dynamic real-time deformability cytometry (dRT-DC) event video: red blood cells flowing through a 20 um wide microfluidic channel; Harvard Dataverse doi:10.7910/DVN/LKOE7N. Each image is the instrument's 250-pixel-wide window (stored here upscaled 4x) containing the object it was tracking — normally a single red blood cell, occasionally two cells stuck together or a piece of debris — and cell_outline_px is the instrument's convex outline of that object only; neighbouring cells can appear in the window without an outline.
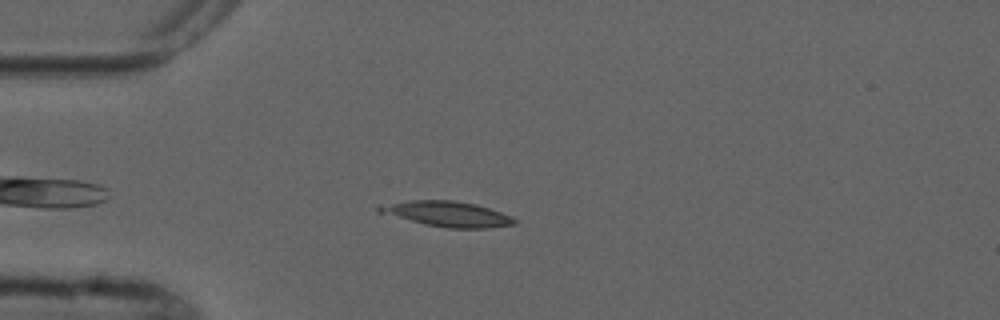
{"species": "common noctule bat (a hibernating species)", "species_latin": "Nyctalus noctula", "temperature_condition": "cold", "stored_images_in_passage": 4, "camera_frame_rate_fps": 3000, "um_per_image_px": 0.085, "animal": {"sex": "male", "forearm_length_mm": 52.5}, "frame": {"image": 1, "passage_image": 2, "time_ms": 1.333, "image_size_px": [1000, 320], "cell_outline_px": [[516, 224], [488, 228], [448, 228], [424, 224], [376, 212], [376, 208], [392, 204], [412, 200], [452, 200], [476, 204], [500, 212], [516, 220]], "centroid_in_image_um": [38.04, 18.2], "position_along_channel_um": 47.0, "area_um2": 19.54}}
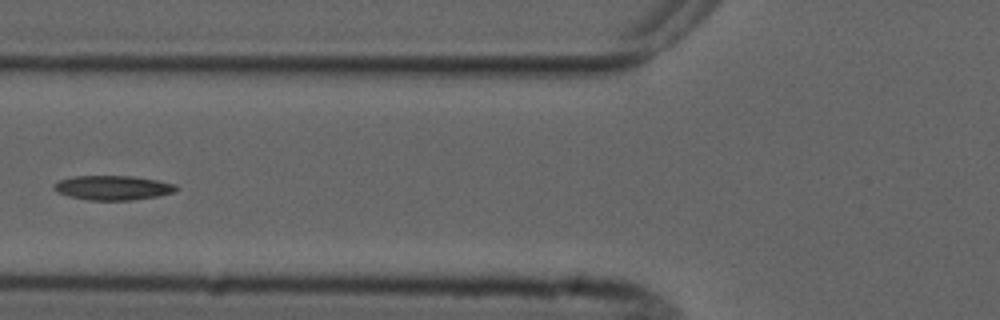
{"frame": {"image": 2, "passage_image": 4, "time_ms": 3.667, "image_size_px": [1000, 320], "cell_outline_px": [[180, 188], [172, 192], [156, 196], [132, 200], [88, 200], [68, 196], [56, 192], [52, 188], [52, 184], [60, 180], [72, 176], [132, 176], [156, 180], [176, 184]], "centroid_in_image_um": [9.54, 15.95], "position_along_channel_um": 116.3, "area_um2": 17.46}}